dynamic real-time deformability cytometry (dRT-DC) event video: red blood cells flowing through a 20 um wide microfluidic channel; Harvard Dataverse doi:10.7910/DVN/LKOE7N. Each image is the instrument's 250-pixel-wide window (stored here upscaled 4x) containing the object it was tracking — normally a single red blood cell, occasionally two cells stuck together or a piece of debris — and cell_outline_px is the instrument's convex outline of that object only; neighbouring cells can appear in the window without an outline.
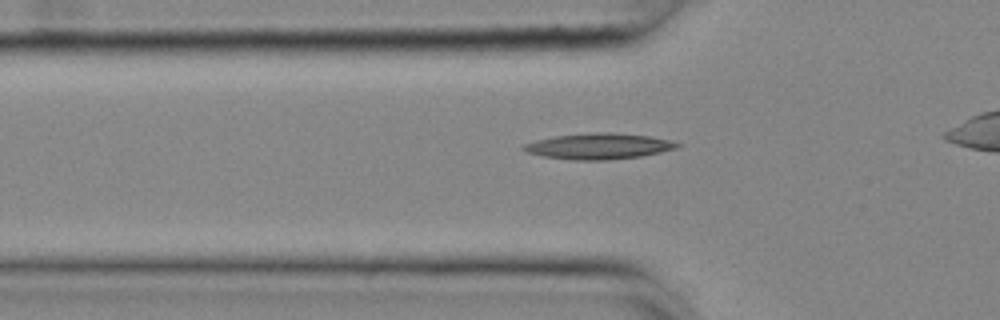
{"species": "common noctule bat (a hibernating species)", "species_latin": "Nyctalus noctula", "temperature_condition": "cold", "stored_images_in_passage": 31, "camera_frame_rate_fps": 3000, "um_per_image_px": 0.085, "animal": {"sex": "female", "body_mass_g": 25.1}, "frame": {"image": 1, "passage_image": 4, "time_ms": 1.0, "image_size_px": [1000, 320], "cell_outline_px": [[680, 144], [676, 148], [660, 152], [640, 156], [608, 160], [576, 160], [544, 156], [528, 152], [520, 148], [524, 144], [536, 140], [556, 136], [592, 132], [616, 132], [648, 136], [668, 140]], "centroid_in_image_um": [50.87, 12.42], "position_along_channel_um": 74.9, "area_um2": 22.89}}
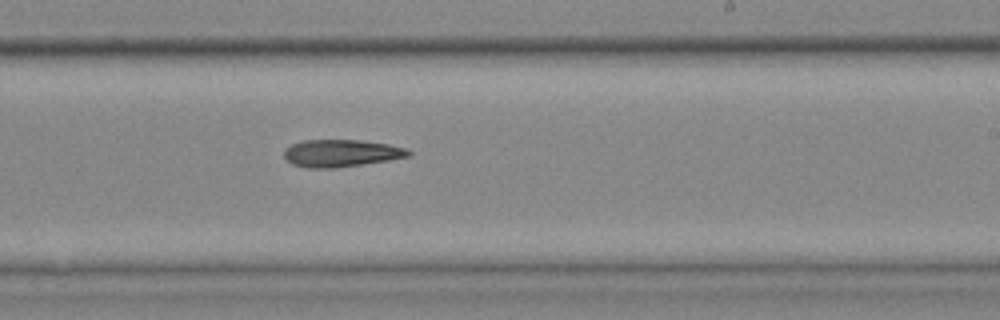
{"frame": {"image": 2, "passage_image": 19, "time_ms": 6.0, "image_size_px": [1000, 320], "cell_outline_px": [[412, 156], [388, 160], [336, 168], [308, 168], [292, 164], [284, 156], [284, 148], [300, 140], [360, 140], [388, 144], [404, 148], [412, 152]], "centroid_in_image_um": [28.98, 13.02], "position_along_channel_um": 260.0, "area_um2": 19.83}}
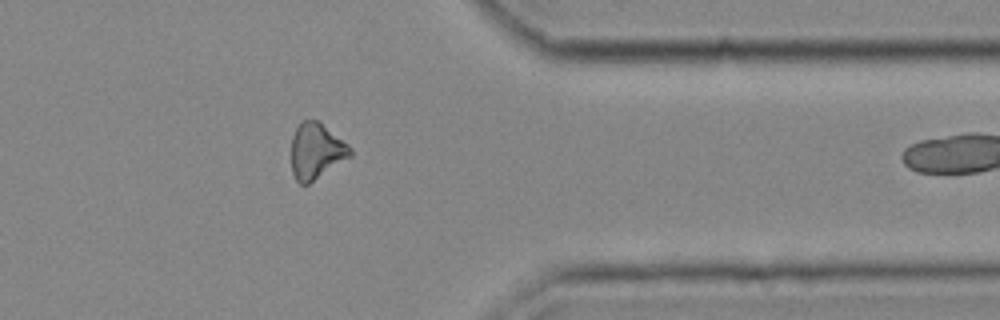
{"frame": {"image": 3, "passage_image": 30, "time_ms": 9.667, "image_size_px": [1000, 320], "cell_outline_px": [[352, 156], [308, 184], [300, 184], [296, 180], [292, 172], [292, 136], [300, 120], [320, 120], [348, 144], [352, 148]], "centroid_in_image_um": [26.89, 12.81], "position_along_channel_um": 384.5, "area_um2": 19.36}}